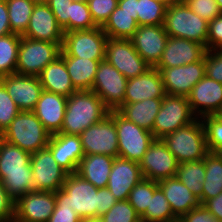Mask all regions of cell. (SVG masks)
Masks as SVG:
<instances>
[{
	"instance_id": "1",
	"label": "cell",
	"mask_w": 222,
	"mask_h": 222,
	"mask_svg": "<svg viewBox=\"0 0 222 222\" xmlns=\"http://www.w3.org/2000/svg\"><path fill=\"white\" fill-rule=\"evenodd\" d=\"M31 155L5 140L0 146V181L14 201L34 191Z\"/></svg>"
},
{
	"instance_id": "2",
	"label": "cell",
	"mask_w": 222,
	"mask_h": 222,
	"mask_svg": "<svg viewBox=\"0 0 222 222\" xmlns=\"http://www.w3.org/2000/svg\"><path fill=\"white\" fill-rule=\"evenodd\" d=\"M110 110L92 90H79L67 97V105L61 131L80 135L88 127L103 120Z\"/></svg>"
},
{
	"instance_id": "3",
	"label": "cell",
	"mask_w": 222,
	"mask_h": 222,
	"mask_svg": "<svg viewBox=\"0 0 222 222\" xmlns=\"http://www.w3.org/2000/svg\"><path fill=\"white\" fill-rule=\"evenodd\" d=\"M55 206H68L84 221L97 218L98 188L77 173L68 174L55 192Z\"/></svg>"
},
{
	"instance_id": "4",
	"label": "cell",
	"mask_w": 222,
	"mask_h": 222,
	"mask_svg": "<svg viewBox=\"0 0 222 222\" xmlns=\"http://www.w3.org/2000/svg\"><path fill=\"white\" fill-rule=\"evenodd\" d=\"M162 141L178 163L201 160L209 153L201 118L165 135Z\"/></svg>"
},
{
	"instance_id": "5",
	"label": "cell",
	"mask_w": 222,
	"mask_h": 222,
	"mask_svg": "<svg viewBox=\"0 0 222 222\" xmlns=\"http://www.w3.org/2000/svg\"><path fill=\"white\" fill-rule=\"evenodd\" d=\"M208 26L209 22L192 12L183 0L167 6L164 28L169 37L200 43L207 50Z\"/></svg>"
},
{
	"instance_id": "6",
	"label": "cell",
	"mask_w": 222,
	"mask_h": 222,
	"mask_svg": "<svg viewBox=\"0 0 222 222\" xmlns=\"http://www.w3.org/2000/svg\"><path fill=\"white\" fill-rule=\"evenodd\" d=\"M51 134L32 111H20L3 131L4 140L29 153L47 147Z\"/></svg>"
},
{
	"instance_id": "7",
	"label": "cell",
	"mask_w": 222,
	"mask_h": 222,
	"mask_svg": "<svg viewBox=\"0 0 222 222\" xmlns=\"http://www.w3.org/2000/svg\"><path fill=\"white\" fill-rule=\"evenodd\" d=\"M61 51L60 44L21 36L16 73L38 77L49 63L60 56Z\"/></svg>"
},
{
	"instance_id": "8",
	"label": "cell",
	"mask_w": 222,
	"mask_h": 222,
	"mask_svg": "<svg viewBox=\"0 0 222 222\" xmlns=\"http://www.w3.org/2000/svg\"><path fill=\"white\" fill-rule=\"evenodd\" d=\"M109 115L116 125L119 156L139 163L155 139L153 133L128 121L117 111H110Z\"/></svg>"
},
{
	"instance_id": "9",
	"label": "cell",
	"mask_w": 222,
	"mask_h": 222,
	"mask_svg": "<svg viewBox=\"0 0 222 222\" xmlns=\"http://www.w3.org/2000/svg\"><path fill=\"white\" fill-rule=\"evenodd\" d=\"M107 38L99 26L90 30L65 32L60 56L105 60Z\"/></svg>"
},
{
	"instance_id": "10",
	"label": "cell",
	"mask_w": 222,
	"mask_h": 222,
	"mask_svg": "<svg viewBox=\"0 0 222 222\" xmlns=\"http://www.w3.org/2000/svg\"><path fill=\"white\" fill-rule=\"evenodd\" d=\"M196 118L186 96L166 94L155 118L153 136L155 139H162L178 128L192 123Z\"/></svg>"
},
{
	"instance_id": "11",
	"label": "cell",
	"mask_w": 222,
	"mask_h": 222,
	"mask_svg": "<svg viewBox=\"0 0 222 222\" xmlns=\"http://www.w3.org/2000/svg\"><path fill=\"white\" fill-rule=\"evenodd\" d=\"M128 79L106 60L99 63L92 91L110 111H117L124 104Z\"/></svg>"
},
{
	"instance_id": "12",
	"label": "cell",
	"mask_w": 222,
	"mask_h": 222,
	"mask_svg": "<svg viewBox=\"0 0 222 222\" xmlns=\"http://www.w3.org/2000/svg\"><path fill=\"white\" fill-rule=\"evenodd\" d=\"M105 60L127 79L142 75L151 68L137 53L130 39L107 38Z\"/></svg>"
},
{
	"instance_id": "13",
	"label": "cell",
	"mask_w": 222,
	"mask_h": 222,
	"mask_svg": "<svg viewBox=\"0 0 222 222\" xmlns=\"http://www.w3.org/2000/svg\"><path fill=\"white\" fill-rule=\"evenodd\" d=\"M79 136L85 155L102 154L113 158L119 156L116 125L109 114Z\"/></svg>"
},
{
	"instance_id": "14",
	"label": "cell",
	"mask_w": 222,
	"mask_h": 222,
	"mask_svg": "<svg viewBox=\"0 0 222 222\" xmlns=\"http://www.w3.org/2000/svg\"><path fill=\"white\" fill-rule=\"evenodd\" d=\"M33 188L56 192L62 188L68 173L62 169L46 147L31 155Z\"/></svg>"
},
{
	"instance_id": "15",
	"label": "cell",
	"mask_w": 222,
	"mask_h": 222,
	"mask_svg": "<svg viewBox=\"0 0 222 222\" xmlns=\"http://www.w3.org/2000/svg\"><path fill=\"white\" fill-rule=\"evenodd\" d=\"M56 205L55 192L30 191L19 197L14 205L15 222H47Z\"/></svg>"
},
{
	"instance_id": "16",
	"label": "cell",
	"mask_w": 222,
	"mask_h": 222,
	"mask_svg": "<svg viewBox=\"0 0 222 222\" xmlns=\"http://www.w3.org/2000/svg\"><path fill=\"white\" fill-rule=\"evenodd\" d=\"M139 165L145 179L157 182L175 177L178 169L175 156L168 150L162 139H154Z\"/></svg>"
},
{
	"instance_id": "17",
	"label": "cell",
	"mask_w": 222,
	"mask_h": 222,
	"mask_svg": "<svg viewBox=\"0 0 222 222\" xmlns=\"http://www.w3.org/2000/svg\"><path fill=\"white\" fill-rule=\"evenodd\" d=\"M165 93L188 96L192 88L205 76V57L200 61L160 71Z\"/></svg>"
},
{
	"instance_id": "18",
	"label": "cell",
	"mask_w": 222,
	"mask_h": 222,
	"mask_svg": "<svg viewBox=\"0 0 222 222\" xmlns=\"http://www.w3.org/2000/svg\"><path fill=\"white\" fill-rule=\"evenodd\" d=\"M0 81L20 111L34 110L43 91L39 77L15 73L0 77Z\"/></svg>"
},
{
	"instance_id": "19",
	"label": "cell",
	"mask_w": 222,
	"mask_h": 222,
	"mask_svg": "<svg viewBox=\"0 0 222 222\" xmlns=\"http://www.w3.org/2000/svg\"><path fill=\"white\" fill-rule=\"evenodd\" d=\"M169 36L164 25L138 26L131 42L137 53L151 67L160 61Z\"/></svg>"
},
{
	"instance_id": "20",
	"label": "cell",
	"mask_w": 222,
	"mask_h": 222,
	"mask_svg": "<svg viewBox=\"0 0 222 222\" xmlns=\"http://www.w3.org/2000/svg\"><path fill=\"white\" fill-rule=\"evenodd\" d=\"M187 99L197 118L215 115L222 107V83L205 75L195 84Z\"/></svg>"
},
{
	"instance_id": "21",
	"label": "cell",
	"mask_w": 222,
	"mask_h": 222,
	"mask_svg": "<svg viewBox=\"0 0 222 222\" xmlns=\"http://www.w3.org/2000/svg\"><path fill=\"white\" fill-rule=\"evenodd\" d=\"M26 38L63 45L64 31L47 3L35 4L29 25L22 35Z\"/></svg>"
},
{
	"instance_id": "22",
	"label": "cell",
	"mask_w": 222,
	"mask_h": 222,
	"mask_svg": "<svg viewBox=\"0 0 222 222\" xmlns=\"http://www.w3.org/2000/svg\"><path fill=\"white\" fill-rule=\"evenodd\" d=\"M143 178L138 162L118 156L114 158L107 188L117 200H127L133 187Z\"/></svg>"
},
{
	"instance_id": "23",
	"label": "cell",
	"mask_w": 222,
	"mask_h": 222,
	"mask_svg": "<svg viewBox=\"0 0 222 222\" xmlns=\"http://www.w3.org/2000/svg\"><path fill=\"white\" fill-rule=\"evenodd\" d=\"M206 48L197 42L178 37H169L162 57L155 66L159 71L162 68L178 67L200 61Z\"/></svg>"
},
{
	"instance_id": "24",
	"label": "cell",
	"mask_w": 222,
	"mask_h": 222,
	"mask_svg": "<svg viewBox=\"0 0 222 222\" xmlns=\"http://www.w3.org/2000/svg\"><path fill=\"white\" fill-rule=\"evenodd\" d=\"M47 148L58 165L68 174L76 173L84 151L80 136L56 133L50 136Z\"/></svg>"
},
{
	"instance_id": "25",
	"label": "cell",
	"mask_w": 222,
	"mask_h": 222,
	"mask_svg": "<svg viewBox=\"0 0 222 222\" xmlns=\"http://www.w3.org/2000/svg\"><path fill=\"white\" fill-rule=\"evenodd\" d=\"M165 95L161 73L155 67H151L144 74L128 79L124 103L164 98Z\"/></svg>"
},
{
	"instance_id": "26",
	"label": "cell",
	"mask_w": 222,
	"mask_h": 222,
	"mask_svg": "<svg viewBox=\"0 0 222 222\" xmlns=\"http://www.w3.org/2000/svg\"><path fill=\"white\" fill-rule=\"evenodd\" d=\"M67 105V97L43 90L32 111L52 135L59 133Z\"/></svg>"
},
{
	"instance_id": "27",
	"label": "cell",
	"mask_w": 222,
	"mask_h": 222,
	"mask_svg": "<svg viewBox=\"0 0 222 222\" xmlns=\"http://www.w3.org/2000/svg\"><path fill=\"white\" fill-rule=\"evenodd\" d=\"M158 186L164 192L173 214L181 218L193 208L201 205L197 198L176 176L158 181Z\"/></svg>"
},
{
	"instance_id": "28",
	"label": "cell",
	"mask_w": 222,
	"mask_h": 222,
	"mask_svg": "<svg viewBox=\"0 0 222 222\" xmlns=\"http://www.w3.org/2000/svg\"><path fill=\"white\" fill-rule=\"evenodd\" d=\"M38 77L45 91L65 97H69L77 91L72 85L65 61L61 56L49 63Z\"/></svg>"
},
{
	"instance_id": "29",
	"label": "cell",
	"mask_w": 222,
	"mask_h": 222,
	"mask_svg": "<svg viewBox=\"0 0 222 222\" xmlns=\"http://www.w3.org/2000/svg\"><path fill=\"white\" fill-rule=\"evenodd\" d=\"M162 98H151L136 103H124L117 112L130 122L153 133L155 118Z\"/></svg>"
},
{
	"instance_id": "30",
	"label": "cell",
	"mask_w": 222,
	"mask_h": 222,
	"mask_svg": "<svg viewBox=\"0 0 222 222\" xmlns=\"http://www.w3.org/2000/svg\"><path fill=\"white\" fill-rule=\"evenodd\" d=\"M114 158L108 155H84L77 174L97 188H106Z\"/></svg>"
},
{
	"instance_id": "31",
	"label": "cell",
	"mask_w": 222,
	"mask_h": 222,
	"mask_svg": "<svg viewBox=\"0 0 222 222\" xmlns=\"http://www.w3.org/2000/svg\"><path fill=\"white\" fill-rule=\"evenodd\" d=\"M65 61L74 88L91 90L99 63L103 60H90L78 57H62Z\"/></svg>"
},
{
	"instance_id": "32",
	"label": "cell",
	"mask_w": 222,
	"mask_h": 222,
	"mask_svg": "<svg viewBox=\"0 0 222 222\" xmlns=\"http://www.w3.org/2000/svg\"><path fill=\"white\" fill-rule=\"evenodd\" d=\"M137 29V21L132 18L131 14L122 11L118 6L102 26L107 37L113 39H131Z\"/></svg>"
},
{
	"instance_id": "33",
	"label": "cell",
	"mask_w": 222,
	"mask_h": 222,
	"mask_svg": "<svg viewBox=\"0 0 222 222\" xmlns=\"http://www.w3.org/2000/svg\"><path fill=\"white\" fill-rule=\"evenodd\" d=\"M204 159L178 163L176 177L200 200L205 179Z\"/></svg>"
},
{
	"instance_id": "34",
	"label": "cell",
	"mask_w": 222,
	"mask_h": 222,
	"mask_svg": "<svg viewBox=\"0 0 222 222\" xmlns=\"http://www.w3.org/2000/svg\"><path fill=\"white\" fill-rule=\"evenodd\" d=\"M205 179L202 189V204L222 192V161L209 152L204 158Z\"/></svg>"
},
{
	"instance_id": "35",
	"label": "cell",
	"mask_w": 222,
	"mask_h": 222,
	"mask_svg": "<svg viewBox=\"0 0 222 222\" xmlns=\"http://www.w3.org/2000/svg\"><path fill=\"white\" fill-rule=\"evenodd\" d=\"M11 32L22 36L28 25L35 3L30 0H6Z\"/></svg>"
},
{
	"instance_id": "36",
	"label": "cell",
	"mask_w": 222,
	"mask_h": 222,
	"mask_svg": "<svg viewBox=\"0 0 222 222\" xmlns=\"http://www.w3.org/2000/svg\"><path fill=\"white\" fill-rule=\"evenodd\" d=\"M20 41L14 33L0 37V77L16 73Z\"/></svg>"
},
{
	"instance_id": "37",
	"label": "cell",
	"mask_w": 222,
	"mask_h": 222,
	"mask_svg": "<svg viewBox=\"0 0 222 222\" xmlns=\"http://www.w3.org/2000/svg\"><path fill=\"white\" fill-rule=\"evenodd\" d=\"M140 217L146 222H173L177 218L160 187L150 195L149 206Z\"/></svg>"
},
{
	"instance_id": "38",
	"label": "cell",
	"mask_w": 222,
	"mask_h": 222,
	"mask_svg": "<svg viewBox=\"0 0 222 222\" xmlns=\"http://www.w3.org/2000/svg\"><path fill=\"white\" fill-rule=\"evenodd\" d=\"M167 5L156 0H137L138 26L164 25Z\"/></svg>"
},
{
	"instance_id": "39",
	"label": "cell",
	"mask_w": 222,
	"mask_h": 222,
	"mask_svg": "<svg viewBox=\"0 0 222 222\" xmlns=\"http://www.w3.org/2000/svg\"><path fill=\"white\" fill-rule=\"evenodd\" d=\"M158 182L143 178L138 182L128 196V202L141 216L149 206L150 195L158 188Z\"/></svg>"
},
{
	"instance_id": "40",
	"label": "cell",
	"mask_w": 222,
	"mask_h": 222,
	"mask_svg": "<svg viewBox=\"0 0 222 222\" xmlns=\"http://www.w3.org/2000/svg\"><path fill=\"white\" fill-rule=\"evenodd\" d=\"M98 27L91 16L86 1L71 2L70 32L75 30H90Z\"/></svg>"
},
{
	"instance_id": "41",
	"label": "cell",
	"mask_w": 222,
	"mask_h": 222,
	"mask_svg": "<svg viewBox=\"0 0 222 222\" xmlns=\"http://www.w3.org/2000/svg\"><path fill=\"white\" fill-rule=\"evenodd\" d=\"M100 219L103 222H136L141 219L128 200H118Z\"/></svg>"
},
{
	"instance_id": "42",
	"label": "cell",
	"mask_w": 222,
	"mask_h": 222,
	"mask_svg": "<svg viewBox=\"0 0 222 222\" xmlns=\"http://www.w3.org/2000/svg\"><path fill=\"white\" fill-rule=\"evenodd\" d=\"M206 133L207 148L209 152L222 147V120L216 115H205L202 118Z\"/></svg>"
},
{
	"instance_id": "43",
	"label": "cell",
	"mask_w": 222,
	"mask_h": 222,
	"mask_svg": "<svg viewBox=\"0 0 222 222\" xmlns=\"http://www.w3.org/2000/svg\"><path fill=\"white\" fill-rule=\"evenodd\" d=\"M19 113V108L0 81V130L4 131Z\"/></svg>"
},
{
	"instance_id": "44",
	"label": "cell",
	"mask_w": 222,
	"mask_h": 222,
	"mask_svg": "<svg viewBox=\"0 0 222 222\" xmlns=\"http://www.w3.org/2000/svg\"><path fill=\"white\" fill-rule=\"evenodd\" d=\"M94 23L102 27L118 6V0H87Z\"/></svg>"
},
{
	"instance_id": "45",
	"label": "cell",
	"mask_w": 222,
	"mask_h": 222,
	"mask_svg": "<svg viewBox=\"0 0 222 222\" xmlns=\"http://www.w3.org/2000/svg\"><path fill=\"white\" fill-rule=\"evenodd\" d=\"M186 5L199 17L208 22L214 20L221 14L220 8L215 0H183Z\"/></svg>"
},
{
	"instance_id": "46",
	"label": "cell",
	"mask_w": 222,
	"mask_h": 222,
	"mask_svg": "<svg viewBox=\"0 0 222 222\" xmlns=\"http://www.w3.org/2000/svg\"><path fill=\"white\" fill-rule=\"evenodd\" d=\"M71 2L72 0H49L47 3L64 33L70 32Z\"/></svg>"
},
{
	"instance_id": "47",
	"label": "cell",
	"mask_w": 222,
	"mask_h": 222,
	"mask_svg": "<svg viewBox=\"0 0 222 222\" xmlns=\"http://www.w3.org/2000/svg\"><path fill=\"white\" fill-rule=\"evenodd\" d=\"M204 57L205 75L222 83V49L206 50Z\"/></svg>"
},
{
	"instance_id": "48",
	"label": "cell",
	"mask_w": 222,
	"mask_h": 222,
	"mask_svg": "<svg viewBox=\"0 0 222 222\" xmlns=\"http://www.w3.org/2000/svg\"><path fill=\"white\" fill-rule=\"evenodd\" d=\"M222 49V14L209 22L207 50Z\"/></svg>"
},
{
	"instance_id": "49",
	"label": "cell",
	"mask_w": 222,
	"mask_h": 222,
	"mask_svg": "<svg viewBox=\"0 0 222 222\" xmlns=\"http://www.w3.org/2000/svg\"><path fill=\"white\" fill-rule=\"evenodd\" d=\"M15 201L9 196L6 188L0 181V222L14 221Z\"/></svg>"
},
{
	"instance_id": "50",
	"label": "cell",
	"mask_w": 222,
	"mask_h": 222,
	"mask_svg": "<svg viewBox=\"0 0 222 222\" xmlns=\"http://www.w3.org/2000/svg\"><path fill=\"white\" fill-rule=\"evenodd\" d=\"M173 222H220L203 205L193 208Z\"/></svg>"
},
{
	"instance_id": "51",
	"label": "cell",
	"mask_w": 222,
	"mask_h": 222,
	"mask_svg": "<svg viewBox=\"0 0 222 222\" xmlns=\"http://www.w3.org/2000/svg\"><path fill=\"white\" fill-rule=\"evenodd\" d=\"M79 215L68 206H55L54 212L47 222H82Z\"/></svg>"
},
{
	"instance_id": "52",
	"label": "cell",
	"mask_w": 222,
	"mask_h": 222,
	"mask_svg": "<svg viewBox=\"0 0 222 222\" xmlns=\"http://www.w3.org/2000/svg\"><path fill=\"white\" fill-rule=\"evenodd\" d=\"M117 201L107 187L98 188L97 218L107 213Z\"/></svg>"
},
{
	"instance_id": "53",
	"label": "cell",
	"mask_w": 222,
	"mask_h": 222,
	"mask_svg": "<svg viewBox=\"0 0 222 222\" xmlns=\"http://www.w3.org/2000/svg\"><path fill=\"white\" fill-rule=\"evenodd\" d=\"M218 221L222 222V192L202 204Z\"/></svg>"
},
{
	"instance_id": "54",
	"label": "cell",
	"mask_w": 222,
	"mask_h": 222,
	"mask_svg": "<svg viewBox=\"0 0 222 222\" xmlns=\"http://www.w3.org/2000/svg\"><path fill=\"white\" fill-rule=\"evenodd\" d=\"M11 26L6 0H0V37L11 34Z\"/></svg>"
},
{
	"instance_id": "55",
	"label": "cell",
	"mask_w": 222,
	"mask_h": 222,
	"mask_svg": "<svg viewBox=\"0 0 222 222\" xmlns=\"http://www.w3.org/2000/svg\"><path fill=\"white\" fill-rule=\"evenodd\" d=\"M118 7L137 21V0H118Z\"/></svg>"
},
{
	"instance_id": "56",
	"label": "cell",
	"mask_w": 222,
	"mask_h": 222,
	"mask_svg": "<svg viewBox=\"0 0 222 222\" xmlns=\"http://www.w3.org/2000/svg\"><path fill=\"white\" fill-rule=\"evenodd\" d=\"M213 153L222 161V147L215 149Z\"/></svg>"
},
{
	"instance_id": "57",
	"label": "cell",
	"mask_w": 222,
	"mask_h": 222,
	"mask_svg": "<svg viewBox=\"0 0 222 222\" xmlns=\"http://www.w3.org/2000/svg\"><path fill=\"white\" fill-rule=\"evenodd\" d=\"M162 3H165L167 6H169L170 4H172L173 2H176L177 0H156Z\"/></svg>"
},
{
	"instance_id": "58",
	"label": "cell",
	"mask_w": 222,
	"mask_h": 222,
	"mask_svg": "<svg viewBox=\"0 0 222 222\" xmlns=\"http://www.w3.org/2000/svg\"><path fill=\"white\" fill-rule=\"evenodd\" d=\"M85 222H103L99 217L98 218H92V219H87Z\"/></svg>"
},
{
	"instance_id": "59",
	"label": "cell",
	"mask_w": 222,
	"mask_h": 222,
	"mask_svg": "<svg viewBox=\"0 0 222 222\" xmlns=\"http://www.w3.org/2000/svg\"><path fill=\"white\" fill-rule=\"evenodd\" d=\"M34 2L35 4H40V3H48L49 0H30Z\"/></svg>"
},
{
	"instance_id": "60",
	"label": "cell",
	"mask_w": 222,
	"mask_h": 222,
	"mask_svg": "<svg viewBox=\"0 0 222 222\" xmlns=\"http://www.w3.org/2000/svg\"><path fill=\"white\" fill-rule=\"evenodd\" d=\"M220 120H222V107L220 110L215 114Z\"/></svg>"
},
{
	"instance_id": "61",
	"label": "cell",
	"mask_w": 222,
	"mask_h": 222,
	"mask_svg": "<svg viewBox=\"0 0 222 222\" xmlns=\"http://www.w3.org/2000/svg\"><path fill=\"white\" fill-rule=\"evenodd\" d=\"M220 8L221 14H222V0H215Z\"/></svg>"
},
{
	"instance_id": "62",
	"label": "cell",
	"mask_w": 222,
	"mask_h": 222,
	"mask_svg": "<svg viewBox=\"0 0 222 222\" xmlns=\"http://www.w3.org/2000/svg\"><path fill=\"white\" fill-rule=\"evenodd\" d=\"M3 141H4L3 131L0 130V146H1Z\"/></svg>"
},
{
	"instance_id": "63",
	"label": "cell",
	"mask_w": 222,
	"mask_h": 222,
	"mask_svg": "<svg viewBox=\"0 0 222 222\" xmlns=\"http://www.w3.org/2000/svg\"><path fill=\"white\" fill-rule=\"evenodd\" d=\"M136 222H146V221L143 220V219H139V220H137Z\"/></svg>"
}]
</instances>
